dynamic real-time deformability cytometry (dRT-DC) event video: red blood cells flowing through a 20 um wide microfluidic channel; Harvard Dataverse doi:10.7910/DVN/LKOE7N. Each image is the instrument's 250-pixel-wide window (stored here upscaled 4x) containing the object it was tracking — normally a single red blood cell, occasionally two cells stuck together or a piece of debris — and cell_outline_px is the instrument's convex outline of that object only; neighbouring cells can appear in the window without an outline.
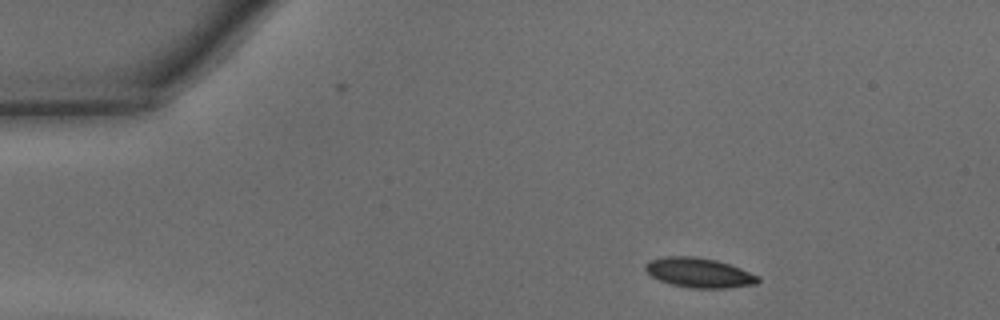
{"species": "common noctule bat (a hibernating species)", "species_latin": "Nyctalus noctula", "temperature_condition": "warm", "stored_images_in_passage": 41, "camera_frame_rate_fps": 3000, "um_per_image_px": 0.085, "animal": {"sex": "male", "body_mass_g": 15.6}, "frame": {"image": 1, "passage_image": 1, "time_ms": 0.0, "image_size_px": [1000, 320], "cell_outline_px": [[760, 280], [756, 284], [728, 288], [692, 288], [672, 284], [660, 280], [652, 276], [644, 268], [644, 264], [648, 260], [668, 256], [696, 256], [716, 260], [740, 268], [760, 276]], "centroid_in_image_um": [59.43, 23.17], "position_along_channel_um": 25.6, "area_um2": 19.48}}
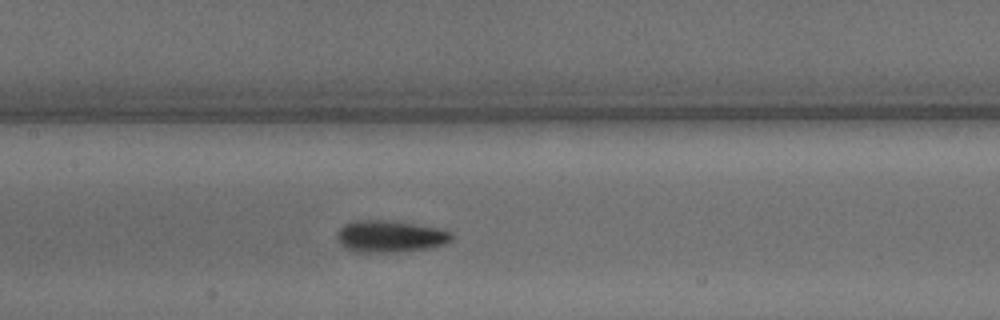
{"frame": {"image": 2, "passage_image": 16, "time_ms": 5.0, "image_size_px": [1000, 320], "cell_outline_px": [[452, 240], [444, 244], [424, 248], [396, 252], [360, 252], [348, 248], [336, 236], [336, 232], [344, 224], [352, 220], [392, 220], [436, 228], [452, 232]], "centroid_in_image_um": [33.15, 20.07], "position_along_channel_um": 174.3, "area_um2": 20.92}}
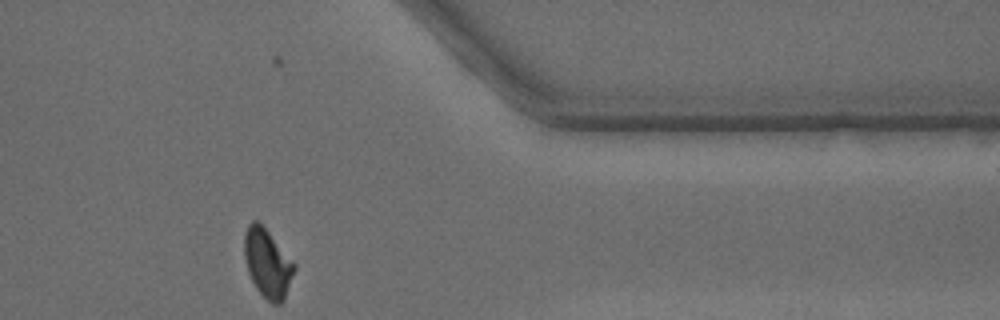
{"frame": {"image": 3, "passage_image": 32, "time_ms": 10.333, "image_size_px": [1000, 320], "cell_outline_px": [[296, 268], [284, 300], [280, 304], [272, 304], [256, 288], [248, 272], [244, 256], [244, 232], [248, 224], [252, 220], [260, 220], [296, 264]], "centroid_in_image_um": [22.74, 22.33], "position_along_channel_um": 388.7, "area_um2": 20.29}, "authors_computed_cell_mechanics": {"area_um2": 19.9988, "velocity_mm_per_s": 4.3489, "shape_relaxation_time_tau1_ms": 2.5951, "shape_relaxation_time_tau2_ms": 1.0167, "deformation_change_tau1": 0.1098, "deformation_change_tau2": 0.0602}}